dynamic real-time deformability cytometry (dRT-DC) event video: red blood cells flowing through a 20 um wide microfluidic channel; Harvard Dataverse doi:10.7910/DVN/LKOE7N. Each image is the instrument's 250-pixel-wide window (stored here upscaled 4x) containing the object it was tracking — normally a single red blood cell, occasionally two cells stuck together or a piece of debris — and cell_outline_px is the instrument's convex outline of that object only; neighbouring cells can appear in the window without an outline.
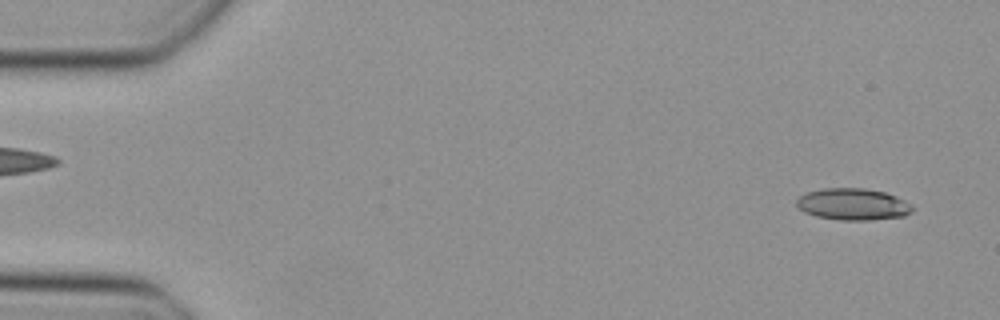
{"species": "Egyptian fruit bat (a non-hibernating species)", "species_latin": "Rousettus aegyptiacus", "temperature_condition": "cold", "stored_images_in_passage": 48, "camera_frame_rate_fps": 3000, "um_per_image_px": 0.085, "animal": {"sex": "female"}, "frame": {"image": 1, "passage_image": 2, "time_ms": 0.333, "image_size_px": [1000, 320], "cell_outline_px": [[912, 212], [904, 216], [868, 220], [840, 220], [816, 216], [804, 212], [796, 204], [796, 200], [800, 196], [808, 192], [824, 188], [864, 188], [884, 192], [896, 196], [912, 204]], "centroid_in_image_um": [72.51, 17.36], "position_along_channel_um": 12.5, "area_um2": 21.33}}
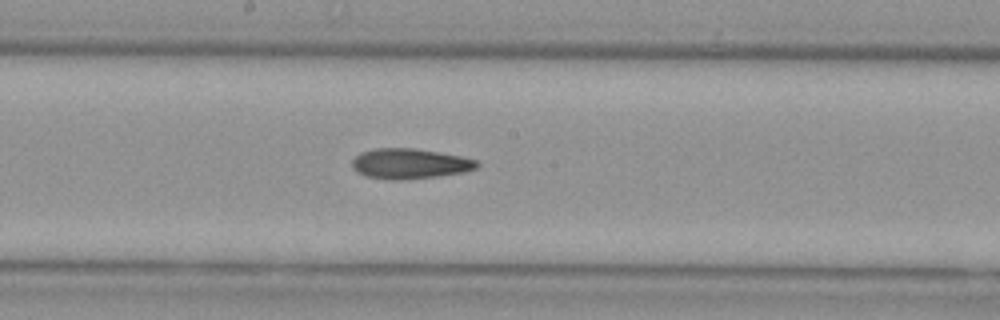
{"frame": {"image": 2, "passage_image": 25, "time_ms": 8.0, "image_size_px": [1000, 320], "cell_outline_px": [[480, 164], [476, 168], [464, 172], [440, 176], [400, 180], [388, 180], [364, 176], [356, 172], [352, 168], [352, 160], [360, 152], [376, 148], [416, 148], [460, 156], [476, 160]], "centroid_in_image_um": [34.79, 13.92], "position_along_channel_um": 213.4, "area_um2": 22.2}}
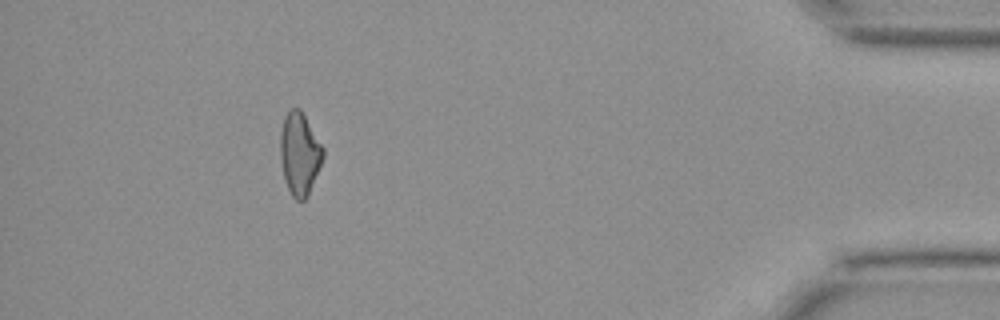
{"frame": {"image": 3, "passage_image": 43, "time_ms": 14.0, "image_size_px": [1000, 320], "cell_outline_px": [[324, 156], [308, 196], [304, 200], [296, 200], [292, 196], [284, 180], [280, 160], [280, 132], [284, 116], [288, 108], [300, 108], [324, 148]], "centroid_in_image_um": [25.45, 13.05], "position_along_channel_um": 409.8, "area_um2": 20.75}}